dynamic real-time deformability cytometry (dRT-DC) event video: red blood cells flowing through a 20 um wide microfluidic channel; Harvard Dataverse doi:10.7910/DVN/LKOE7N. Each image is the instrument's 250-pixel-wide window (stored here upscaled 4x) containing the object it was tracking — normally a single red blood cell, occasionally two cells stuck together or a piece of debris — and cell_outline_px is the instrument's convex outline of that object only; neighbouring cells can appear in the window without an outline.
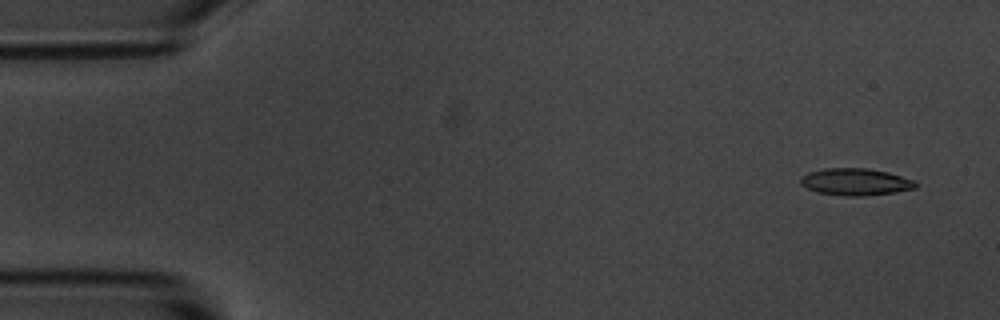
{"species": "common noctule bat (a hibernating species)", "species_latin": "Nyctalus noctula", "temperature_condition": "room temperature", "stored_images_in_passage": 5, "camera_frame_rate_fps": 3000, "um_per_image_px": 0.085, "animal": {"sex": "male", "body_mass_g": 20.1, "forearm_length_mm": 53.5}, "frame": {"image": 1, "passage_image": 1, "time_ms": 0.0, "image_size_px": [1000, 320], "cell_outline_px": [[916, 188], [896, 192], [864, 196], [844, 196], [816, 192], [800, 184], [800, 176], [808, 172], [824, 168], [868, 168], [888, 172], [916, 180]], "centroid_in_image_um": [72.71, 15.45], "position_along_channel_um": 12.3, "area_um2": 18.32}}
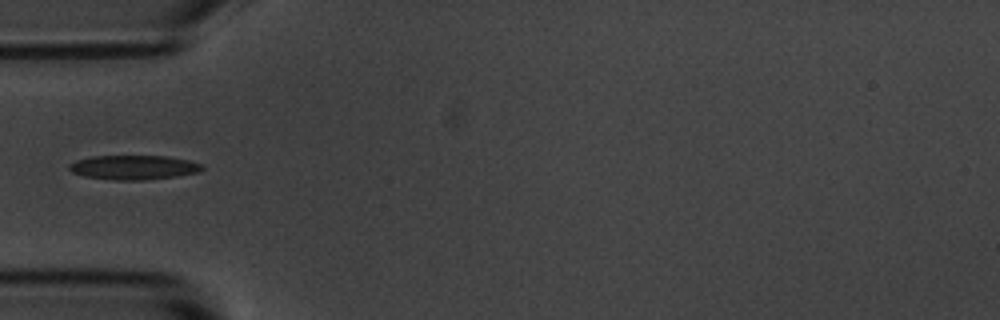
{"frame": {"image": 2, "passage_image": 4, "time_ms": 4.667, "image_size_px": [1000, 320], "cell_outline_px": [[204, 168], [200, 172], [176, 176], [144, 180], [116, 180], [84, 176], [72, 172], [68, 168], [68, 164], [76, 160], [92, 156], [164, 156], [188, 160], [204, 164]], "centroid_in_image_um": [11.37, 14.22], "position_along_channel_um": 73.6, "area_um2": 18.9}}